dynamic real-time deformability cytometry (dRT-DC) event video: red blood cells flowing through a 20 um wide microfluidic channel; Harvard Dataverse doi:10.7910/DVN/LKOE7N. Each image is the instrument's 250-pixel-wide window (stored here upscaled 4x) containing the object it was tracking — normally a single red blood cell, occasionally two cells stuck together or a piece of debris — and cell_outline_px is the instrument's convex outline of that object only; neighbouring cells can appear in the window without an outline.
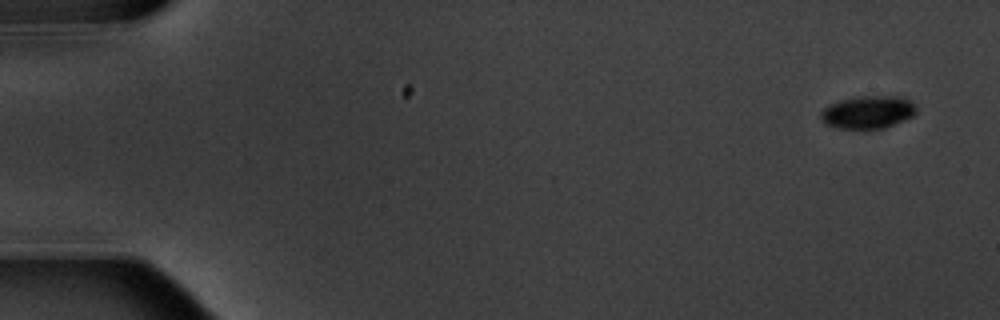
{"species": "common noctule bat (a hibernating species)", "species_latin": "Nyctalus noctula", "temperature_condition": "warm", "stored_images_in_passage": 6, "segment_of_instrument_passage": [1, 2], "camera_frame_rate_fps": 3000, "um_per_image_px": 0.085, "animal": {"sex": "male", "body_mass_g": 20.1, "forearm_length_mm": 53.5}, "frame": {"image": 1, "passage_image": 1, "time_ms": 0.0, "image_size_px": [1000, 320], "cell_outline_px": [[916, 112], [912, 116], [904, 120], [884, 128], [864, 132], [836, 128], [824, 124], [820, 120], [820, 112], [828, 104], [840, 100], [860, 96], [904, 96], [916, 108]], "centroid_in_image_um": [73.71, 9.58], "position_along_channel_um": 11.3, "area_um2": 18.96}}
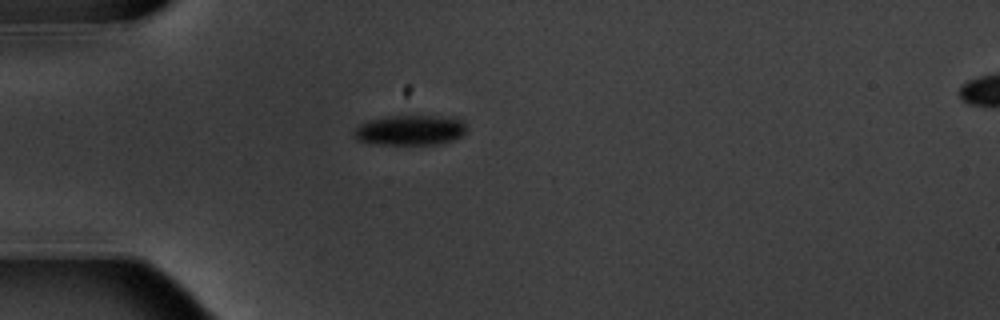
{"frame": {"image": 2, "passage_image": 5, "time_ms": 4.667, "image_size_px": [1000, 320], "cell_outline_px": [[468, 128], [460, 136], [444, 144], [368, 144], [356, 140], [352, 132], [360, 124], [368, 120], [392, 116], [436, 116], [460, 120]], "centroid_in_image_um": [34.8, 11.08], "position_along_channel_um": 50.2, "area_um2": 19.71}}